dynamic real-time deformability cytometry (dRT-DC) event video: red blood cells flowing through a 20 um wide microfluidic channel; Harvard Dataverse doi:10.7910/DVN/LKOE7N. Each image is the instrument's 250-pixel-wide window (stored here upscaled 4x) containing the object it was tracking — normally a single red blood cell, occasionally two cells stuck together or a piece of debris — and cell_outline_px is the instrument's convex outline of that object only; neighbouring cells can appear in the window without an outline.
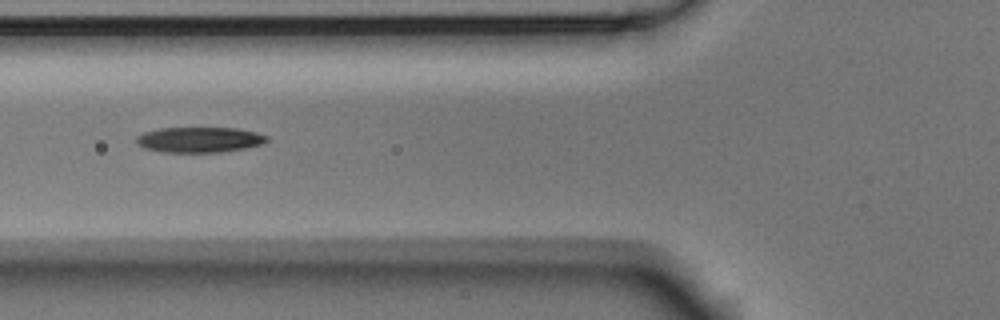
{"species": "Egyptian fruit bat (a non-hibernating species)", "species_latin": "Rousettus aegyptiacus", "temperature_condition": "room temperature", "stored_images_in_passage": 6, "camera_frame_rate_fps": 3000, "um_per_image_px": 0.085, "animal": {"sex": "male"}, "frame": {"image": 1, "passage_image": 5, "time_ms": 1.333, "image_size_px": [1000, 320], "cell_outline_px": [[268, 140], [264, 144], [244, 148], [220, 152], [160, 152], [144, 148], [136, 140], [136, 136], [144, 132], [160, 128], [236, 128], [256, 132], [268, 136]], "centroid_in_image_um": [16.96, 11.87], "position_along_channel_um": 108.8, "area_um2": 19.31}}
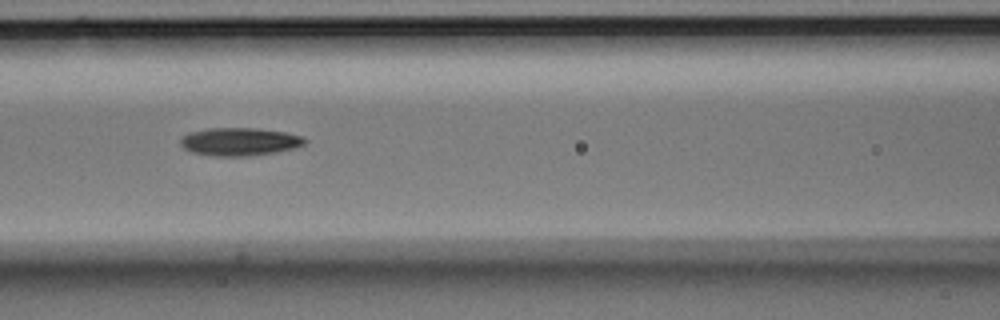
{"frame": {"image": 2, "passage_image": 6, "time_ms": 1.667, "image_size_px": [1000, 320], "cell_outline_px": [[308, 140], [304, 144], [296, 148], [276, 152], [244, 156], [216, 156], [192, 152], [184, 148], [180, 144], [180, 136], [188, 132], [208, 128], [256, 128], [284, 132], [304, 136]], "centroid_in_image_um": [20.36, 12.03], "position_along_channel_um": 146.2, "area_um2": 20.4}}